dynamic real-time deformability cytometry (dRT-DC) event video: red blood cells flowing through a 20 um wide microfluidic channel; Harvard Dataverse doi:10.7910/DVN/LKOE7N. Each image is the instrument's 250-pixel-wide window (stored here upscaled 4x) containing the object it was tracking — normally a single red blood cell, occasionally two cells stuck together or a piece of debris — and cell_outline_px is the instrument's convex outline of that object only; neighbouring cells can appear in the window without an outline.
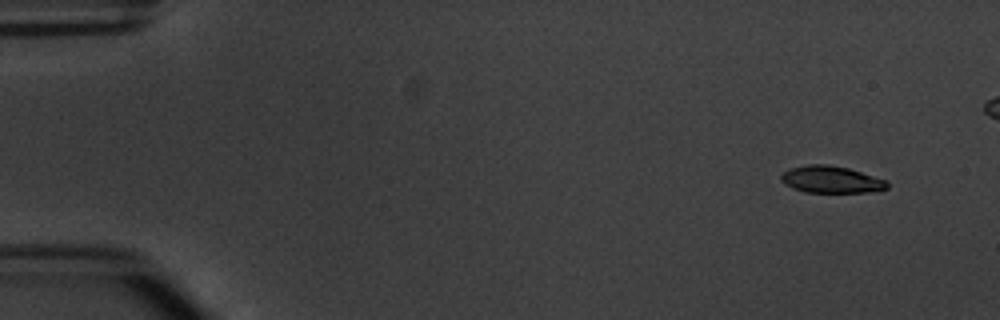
{"species": "common noctule bat (a hibernating species)", "species_latin": "Nyctalus noctula", "temperature_condition": "warm", "stored_images_in_passage": 5, "camera_frame_rate_fps": 3000, "um_per_image_px": 0.085, "animal": {"sex": "male", "body_mass_g": 20.1, "forearm_length_mm": 53.5}, "frame": {"image": 1, "passage_image": 1, "time_ms": 0.0, "image_size_px": [1000, 320], "cell_outline_px": [[888, 188], [868, 192], [804, 192], [792, 188], [784, 184], [780, 180], [780, 176], [788, 168], [808, 164], [828, 164], [848, 168], [888, 180]], "centroid_in_image_um": [70.62, 15.25], "position_along_channel_um": 14.4, "area_um2": 16.82}}